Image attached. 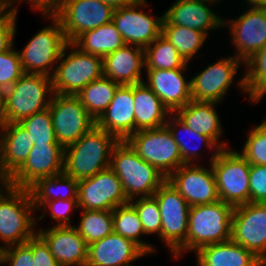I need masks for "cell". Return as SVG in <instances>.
I'll return each mask as SVG.
<instances>
[{"mask_svg": "<svg viewBox=\"0 0 266 266\" xmlns=\"http://www.w3.org/2000/svg\"><path fill=\"white\" fill-rule=\"evenodd\" d=\"M120 140L97 125L64 148L63 173L77 181L110 167L111 154Z\"/></svg>", "mask_w": 266, "mask_h": 266, "instance_id": "cell-1", "label": "cell"}, {"mask_svg": "<svg viewBox=\"0 0 266 266\" xmlns=\"http://www.w3.org/2000/svg\"><path fill=\"white\" fill-rule=\"evenodd\" d=\"M110 168L121 181L130 201L149 197L167 180L153 165L145 162L126 140H120L113 148Z\"/></svg>", "mask_w": 266, "mask_h": 266, "instance_id": "cell-2", "label": "cell"}, {"mask_svg": "<svg viewBox=\"0 0 266 266\" xmlns=\"http://www.w3.org/2000/svg\"><path fill=\"white\" fill-rule=\"evenodd\" d=\"M34 211L29 189L4 187L0 192V241L4 243L0 250L26 243L37 233Z\"/></svg>", "mask_w": 266, "mask_h": 266, "instance_id": "cell-3", "label": "cell"}, {"mask_svg": "<svg viewBox=\"0 0 266 266\" xmlns=\"http://www.w3.org/2000/svg\"><path fill=\"white\" fill-rule=\"evenodd\" d=\"M234 207L221 200L189 208L186 251L231 239Z\"/></svg>", "mask_w": 266, "mask_h": 266, "instance_id": "cell-4", "label": "cell"}, {"mask_svg": "<svg viewBox=\"0 0 266 266\" xmlns=\"http://www.w3.org/2000/svg\"><path fill=\"white\" fill-rule=\"evenodd\" d=\"M53 94L51 77L24 73L5 90L3 120L5 123H19L22 119L47 109Z\"/></svg>", "mask_w": 266, "mask_h": 266, "instance_id": "cell-5", "label": "cell"}, {"mask_svg": "<svg viewBox=\"0 0 266 266\" xmlns=\"http://www.w3.org/2000/svg\"><path fill=\"white\" fill-rule=\"evenodd\" d=\"M210 164L219 199L237 207L250 202V164L240 152L228 148L213 152Z\"/></svg>", "mask_w": 266, "mask_h": 266, "instance_id": "cell-6", "label": "cell"}, {"mask_svg": "<svg viewBox=\"0 0 266 266\" xmlns=\"http://www.w3.org/2000/svg\"><path fill=\"white\" fill-rule=\"evenodd\" d=\"M68 48L72 51L67 55ZM58 62L51 76L54 93L77 95L90 82L103 76V58L84 53L73 43L65 46Z\"/></svg>", "mask_w": 266, "mask_h": 266, "instance_id": "cell-7", "label": "cell"}, {"mask_svg": "<svg viewBox=\"0 0 266 266\" xmlns=\"http://www.w3.org/2000/svg\"><path fill=\"white\" fill-rule=\"evenodd\" d=\"M52 18L53 25H48L37 32L24 47L18 51L21 67L26 74H43L51 77L53 65L58 64L62 51L69 43L60 21L53 14H44ZM52 65V66H51Z\"/></svg>", "mask_w": 266, "mask_h": 266, "instance_id": "cell-8", "label": "cell"}, {"mask_svg": "<svg viewBox=\"0 0 266 266\" xmlns=\"http://www.w3.org/2000/svg\"><path fill=\"white\" fill-rule=\"evenodd\" d=\"M158 202L162 219L161 240L171 250L174 258L186 251L189 204L166 180L153 194Z\"/></svg>", "mask_w": 266, "mask_h": 266, "instance_id": "cell-9", "label": "cell"}, {"mask_svg": "<svg viewBox=\"0 0 266 266\" xmlns=\"http://www.w3.org/2000/svg\"><path fill=\"white\" fill-rule=\"evenodd\" d=\"M126 141L145 162L153 165L166 178L184 164L179 146L166 125L137 131Z\"/></svg>", "mask_w": 266, "mask_h": 266, "instance_id": "cell-10", "label": "cell"}, {"mask_svg": "<svg viewBox=\"0 0 266 266\" xmlns=\"http://www.w3.org/2000/svg\"><path fill=\"white\" fill-rule=\"evenodd\" d=\"M49 110L57 142L67 147L96 125L76 95L54 93Z\"/></svg>", "mask_w": 266, "mask_h": 266, "instance_id": "cell-11", "label": "cell"}, {"mask_svg": "<svg viewBox=\"0 0 266 266\" xmlns=\"http://www.w3.org/2000/svg\"><path fill=\"white\" fill-rule=\"evenodd\" d=\"M113 13L112 7L99 0H64L53 15L60 21L67 41L73 43L84 32L111 22Z\"/></svg>", "mask_w": 266, "mask_h": 266, "instance_id": "cell-12", "label": "cell"}, {"mask_svg": "<svg viewBox=\"0 0 266 266\" xmlns=\"http://www.w3.org/2000/svg\"><path fill=\"white\" fill-rule=\"evenodd\" d=\"M231 239L266 264V203L249 202L234 207Z\"/></svg>", "mask_w": 266, "mask_h": 266, "instance_id": "cell-13", "label": "cell"}, {"mask_svg": "<svg viewBox=\"0 0 266 266\" xmlns=\"http://www.w3.org/2000/svg\"><path fill=\"white\" fill-rule=\"evenodd\" d=\"M128 202L120 179L110 167L78 181V209L112 211Z\"/></svg>", "mask_w": 266, "mask_h": 266, "instance_id": "cell-14", "label": "cell"}, {"mask_svg": "<svg viewBox=\"0 0 266 266\" xmlns=\"http://www.w3.org/2000/svg\"><path fill=\"white\" fill-rule=\"evenodd\" d=\"M146 4V0H137L131 5L115 9L112 19L126 44L143 49L161 35L163 21V14L155 18L151 13L139 10Z\"/></svg>", "mask_w": 266, "mask_h": 266, "instance_id": "cell-15", "label": "cell"}, {"mask_svg": "<svg viewBox=\"0 0 266 266\" xmlns=\"http://www.w3.org/2000/svg\"><path fill=\"white\" fill-rule=\"evenodd\" d=\"M64 148L59 143H34L24 164L7 180V185L28 189L40 178L63 173Z\"/></svg>", "mask_w": 266, "mask_h": 266, "instance_id": "cell-16", "label": "cell"}, {"mask_svg": "<svg viewBox=\"0 0 266 266\" xmlns=\"http://www.w3.org/2000/svg\"><path fill=\"white\" fill-rule=\"evenodd\" d=\"M199 164H183L167 180L180 193L189 206L218 202L219 196L213 169Z\"/></svg>", "mask_w": 266, "mask_h": 266, "instance_id": "cell-17", "label": "cell"}, {"mask_svg": "<svg viewBox=\"0 0 266 266\" xmlns=\"http://www.w3.org/2000/svg\"><path fill=\"white\" fill-rule=\"evenodd\" d=\"M209 64L204 70L193 76L191 81V98L196 102L219 103L233 83L239 66L243 63L235 56L219 59Z\"/></svg>", "mask_w": 266, "mask_h": 266, "instance_id": "cell-18", "label": "cell"}, {"mask_svg": "<svg viewBox=\"0 0 266 266\" xmlns=\"http://www.w3.org/2000/svg\"><path fill=\"white\" fill-rule=\"evenodd\" d=\"M236 47L234 56L243 63L266 45V8H248L238 18L223 21Z\"/></svg>", "mask_w": 266, "mask_h": 266, "instance_id": "cell-19", "label": "cell"}, {"mask_svg": "<svg viewBox=\"0 0 266 266\" xmlns=\"http://www.w3.org/2000/svg\"><path fill=\"white\" fill-rule=\"evenodd\" d=\"M37 234L60 266H86L88 245L73 226H51L39 229Z\"/></svg>", "mask_w": 266, "mask_h": 266, "instance_id": "cell-20", "label": "cell"}, {"mask_svg": "<svg viewBox=\"0 0 266 266\" xmlns=\"http://www.w3.org/2000/svg\"><path fill=\"white\" fill-rule=\"evenodd\" d=\"M146 255L132 240L112 232L88 245L86 266H133L132 261Z\"/></svg>", "mask_w": 266, "mask_h": 266, "instance_id": "cell-21", "label": "cell"}, {"mask_svg": "<svg viewBox=\"0 0 266 266\" xmlns=\"http://www.w3.org/2000/svg\"><path fill=\"white\" fill-rule=\"evenodd\" d=\"M147 72V82L143 81L174 113L177 109L188 104L191 98V81H186L183 75L186 69H153Z\"/></svg>", "mask_w": 266, "mask_h": 266, "instance_id": "cell-22", "label": "cell"}, {"mask_svg": "<svg viewBox=\"0 0 266 266\" xmlns=\"http://www.w3.org/2000/svg\"><path fill=\"white\" fill-rule=\"evenodd\" d=\"M134 107L133 85H120L96 125L119 140H126L135 133Z\"/></svg>", "mask_w": 266, "mask_h": 266, "instance_id": "cell-23", "label": "cell"}, {"mask_svg": "<svg viewBox=\"0 0 266 266\" xmlns=\"http://www.w3.org/2000/svg\"><path fill=\"white\" fill-rule=\"evenodd\" d=\"M209 3L213 4L204 0H175L163 18L169 24L197 29L207 35L208 30L223 28L224 21L211 10Z\"/></svg>", "mask_w": 266, "mask_h": 266, "instance_id": "cell-24", "label": "cell"}, {"mask_svg": "<svg viewBox=\"0 0 266 266\" xmlns=\"http://www.w3.org/2000/svg\"><path fill=\"white\" fill-rule=\"evenodd\" d=\"M145 68V52L138 46L125 44L103 58V76L120 85L143 82L141 69Z\"/></svg>", "mask_w": 266, "mask_h": 266, "instance_id": "cell-25", "label": "cell"}, {"mask_svg": "<svg viewBox=\"0 0 266 266\" xmlns=\"http://www.w3.org/2000/svg\"><path fill=\"white\" fill-rule=\"evenodd\" d=\"M215 105L218 103L191 100L173 114L193 131L209 137L220 149H225L227 143L219 141L223 130Z\"/></svg>", "mask_w": 266, "mask_h": 266, "instance_id": "cell-26", "label": "cell"}, {"mask_svg": "<svg viewBox=\"0 0 266 266\" xmlns=\"http://www.w3.org/2000/svg\"><path fill=\"white\" fill-rule=\"evenodd\" d=\"M195 253L198 266H266L252 251L232 239L202 246Z\"/></svg>", "mask_w": 266, "mask_h": 266, "instance_id": "cell-27", "label": "cell"}, {"mask_svg": "<svg viewBox=\"0 0 266 266\" xmlns=\"http://www.w3.org/2000/svg\"><path fill=\"white\" fill-rule=\"evenodd\" d=\"M19 123H5L0 155V171L8 180L26 161L34 145Z\"/></svg>", "mask_w": 266, "mask_h": 266, "instance_id": "cell-28", "label": "cell"}, {"mask_svg": "<svg viewBox=\"0 0 266 266\" xmlns=\"http://www.w3.org/2000/svg\"><path fill=\"white\" fill-rule=\"evenodd\" d=\"M133 97L135 133L165 126L172 113L145 83L133 85Z\"/></svg>", "mask_w": 266, "mask_h": 266, "instance_id": "cell-29", "label": "cell"}, {"mask_svg": "<svg viewBox=\"0 0 266 266\" xmlns=\"http://www.w3.org/2000/svg\"><path fill=\"white\" fill-rule=\"evenodd\" d=\"M28 189L36 211L48 201L78 199V181L64 173L40 178Z\"/></svg>", "mask_w": 266, "mask_h": 266, "instance_id": "cell-30", "label": "cell"}, {"mask_svg": "<svg viewBox=\"0 0 266 266\" xmlns=\"http://www.w3.org/2000/svg\"><path fill=\"white\" fill-rule=\"evenodd\" d=\"M73 44L84 53L104 58L107 54L123 47L126 43L115 24L111 21L98 28L84 32Z\"/></svg>", "mask_w": 266, "mask_h": 266, "instance_id": "cell-31", "label": "cell"}, {"mask_svg": "<svg viewBox=\"0 0 266 266\" xmlns=\"http://www.w3.org/2000/svg\"><path fill=\"white\" fill-rule=\"evenodd\" d=\"M119 86L112 79L102 76L86 85L76 96L89 115L97 121L106 111Z\"/></svg>", "mask_w": 266, "mask_h": 266, "instance_id": "cell-32", "label": "cell"}, {"mask_svg": "<svg viewBox=\"0 0 266 266\" xmlns=\"http://www.w3.org/2000/svg\"><path fill=\"white\" fill-rule=\"evenodd\" d=\"M112 218L113 232L132 240L147 255L156 251L155 247L140 239L141 235H145L144 228L137 211L130 202L112 210Z\"/></svg>", "mask_w": 266, "mask_h": 266, "instance_id": "cell-33", "label": "cell"}, {"mask_svg": "<svg viewBox=\"0 0 266 266\" xmlns=\"http://www.w3.org/2000/svg\"><path fill=\"white\" fill-rule=\"evenodd\" d=\"M161 35L177 49L181 57L189 63L201 49L206 38L205 33L193 28L169 24L164 18Z\"/></svg>", "mask_w": 266, "mask_h": 266, "instance_id": "cell-34", "label": "cell"}, {"mask_svg": "<svg viewBox=\"0 0 266 266\" xmlns=\"http://www.w3.org/2000/svg\"><path fill=\"white\" fill-rule=\"evenodd\" d=\"M145 69H187L188 63L181 57L172 43L162 35L145 49Z\"/></svg>", "mask_w": 266, "mask_h": 266, "instance_id": "cell-35", "label": "cell"}, {"mask_svg": "<svg viewBox=\"0 0 266 266\" xmlns=\"http://www.w3.org/2000/svg\"><path fill=\"white\" fill-rule=\"evenodd\" d=\"M81 210L80 223L73 227L83 237L87 245L103 239L113 232L112 211Z\"/></svg>", "mask_w": 266, "mask_h": 266, "instance_id": "cell-36", "label": "cell"}, {"mask_svg": "<svg viewBox=\"0 0 266 266\" xmlns=\"http://www.w3.org/2000/svg\"><path fill=\"white\" fill-rule=\"evenodd\" d=\"M165 125L168 127L175 142L179 146V150L182 156V161L184 164H192L194 160L196 159L198 160L199 159L198 155L200 152H198L199 151L198 145L195 148L189 147V144L185 140V138L182 135L180 136L181 133L179 134L180 128L181 131L183 130V133L188 134V136L192 137V139H195L197 141L200 140V142L201 143L203 142V144L205 143L208 149H213L214 152H219V150H221L209 137L203 134L196 133L191 128L186 126L184 123H182L177 117H175L173 113L171 114V116H169L168 121L166 122Z\"/></svg>", "mask_w": 266, "mask_h": 266, "instance_id": "cell-37", "label": "cell"}, {"mask_svg": "<svg viewBox=\"0 0 266 266\" xmlns=\"http://www.w3.org/2000/svg\"><path fill=\"white\" fill-rule=\"evenodd\" d=\"M19 124L28 132L32 143H58L49 108L22 119Z\"/></svg>", "mask_w": 266, "mask_h": 266, "instance_id": "cell-38", "label": "cell"}, {"mask_svg": "<svg viewBox=\"0 0 266 266\" xmlns=\"http://www.w3.org/2000/svg\"><path fill=\"white\" fill-rule=\"evenodd\" d=\"M245 76L238 82L248 97L266 80V45L243 63Z\"/></svg>", "mask_w": 266, "mask_h": 266, "instance_id": "cell-39", "label": "cell"}, {"mask_svg": "<svg viewBox=\"0 0 266 266\" xmlns=\"http://www.w3.org/2000/svg\"><path fill=\"white\" fill-rule=\"evenodd\" d=\"M137 211L145 235L158 234L161 239L162 219L154 196L138 197L129 201Z\"/></svg>", "mask_w": 266, "mask_h": 266, "instance_id": "cell-40", "label": "cell"}, {"mask_svg": "<svg viewBox=\"0 0 266 266\" xmlns=\"http://www.w3.org/2000/svg\"><path fill=\"white\" fill-rule=\"evenodd\" d=\"M247 134V140L240 154L250 165L266 166V120Z\"/></svg>", "mask_w": 266, "mask_h": 266, "instance_id": "cell-41", "label": "cell"}, {"mask_svg": "<svg viewBox=\"0 0 266 266\" xmlns=\"http://www.w3.org/2000/svg\"><path fill=\"white\" fill-rule=\"evenodd\" d=\"M14 45L0 53V87L4 90L11 87L23 74L20 55Z\"/></svg>", "mask_w": 266, "mask_h": 266, "instance_id": "cell-42", "label": "cell"}, {"mask_svg": "<svg viewBox=\"0 0 266 266\" xmlns=\"http://www.w3.org/2000/svg\"><path fill=\"white\" fill-rule=\"evenodd\" d=\"M34 266L33 237L26 243L8 246L0 250V266Z\"/></svg>", "mask_w": 266, "mask_h": 266, "instance_id": "cell-43", "label": "cell"}, {"mask_svg": "<svg viewBox=\"0 0 266 266\" xmlns=\"http://www.w3.org/2000/svg\"><path fill=\"white\" fill-rule=\"evenodd\" d=\"M79 208L78 199L69 200H53L46 202L39 210H49L51 219L58 221L54 226L65 227L71 225L70 213L75 209Z\"/></svg>", "mask_w": 266, "mask_h": 266, "instance_id": "cell-44", "label": "cell"}, {"mask_svg": "<svg viewBox=\"0 0 266 266\" xmlns=\"http://www.w3.org/2000/svg\"><path fill=\"white\" fill-rule=\"evenodd\" d=\"M250 178V202L266 203V166L251 165Z\"/></svg>", "mask_w": 266, "mask_h": 266, "instance_id": "cell-45", "label": "cell"}, {"mask_svg": "<svg viewBox=\"0 0 266 266\" xmlns=\"http://www.w3.org/2000/svg\"><path fill=\"white\" fill-rule=\"evenodd\" d=\"M17 12L10 8L0 18V53L9 50L13 46Z\"/></svg>", "mask_w": 266, "mask_h": 266, "instance_id": "cell-46", "label": "cell"}, {"mask_svg": "<svg viewBox=\"0 0 266 266\" xmlns=\"http://www.w3.org/2000/svg\"><path fill=\"white\" fill-rule=\"evenodd\" d=\"M33 263L34 266H60L49 246L37 233L33 236Z\"/></svg>", "mask_w": 266, "mask_h": 266, "instance_id": "cell-47", "label": "cell"}, {"mask_svg": "<svg viewBox=\"0 0 266 266\" xmlns=\"http://www.w3.org/2000/svg\"><path fill=\"white\" fill-rule=\"evenodd\" d=\"M17 0H9V6L10 8L17 11V6H13ZM19 1V0H18ZM20 1H26L31 3L32 9H36L37 11H40L42 15L44 14H53L63 3L64 0H20Z\"/></svg>", "mask_w": 266, "mask_h": 266, "instance_id": "cell-48", "label": "cell"}, {"mask_svg": "<svg viewBox=\"0 0 266 266\" xmlns=\"http://www.w3.org/2000/svg\"><path fill=\"white\" fill-rule=\"evenodd\" d=\"M266 95V80L249 96L250 101L258 103Z\"/></svg>", "mask_w": 266, "mask_h": 266, "instance_id": "cell-49", "label": "cell"}, {"mask_svg": "<svg viewBox=\"0 0 266 266\" xmlns=\"http://www.w3.org/2000/svg\"><path fill=\"white\" fill-rule=\"evenodd\" d=\"M99 1L108 4L110 7H112L115 10L121 7L131 5L137 0H99Z\"/></svg>", "mask_w": 266, "mask_h": 266, "instance_id": "cell-50", "label": "cell"}, {"mask_svg": "<svg viewBox=\"0 0 266 266\" xmlns=\"http://www.w3.org/2000/svg\"><path fill=\"white\" fill-rule=\"evenodd\" d=\"M250 8H266V0H246Z\"/></svg>", "mask_w": 266, "mask_h": 266, "instance_id": "cell-51", "label": "cell"}, {"mask_svg": "<svg viewBox=\"0 0 266 266\" xmlns=\"http://www.w3.org/2000/svg\"><path fill=\"white\" fill-rule=\"evenodd\" d=\"M10 9L9 0H0V18Z\"/></svg>", "mask_w": 266, "mask_h": 266, "instance_id": "cell-52", "label": "cell"}, {"mask_svg": "<svg viewBox=\"0 0 266 266\" xmlns=\"http://www.w3.org/2000/svg\"><path fill=\"white\" fill-rule=\"evenodd\" d=\"M4 100H5V90L0 87V119H3Z\"/></svg>", "mask_w": 266, "mask_h": 266, "instance_id": "cell-53", "label": "cell"}, {"mask_svg": "<svg viewBox=\"0 0 266 266\" xmlns=\"http://www.w3.org/2000/svg\"><path fill=\"white\" fill-rule=\"evenodd\" d=\"M5 126V121L3 119H0V155L2 150V137H3V130Z\"/></svg>", "mask_w": 266, "mask_h": 266, "instance_id": "cell-54", "label": "cell"}, {"mask_svg": "<svg viewBox=\"0 0 266 266\" xmlns=\"http://www.w3.org/2000/svg\"><path fill=\"white\" fill-rule=\"evenodd\" d=\"M0 192L2 191L1 189H4V187L7 185V179L1 174L0 171Z\"/></svg>", "mask_w": 266, "mask_h": 266, "instance_id": "cell-55", "label": "cell"}, {"mask_svg": "<svg viewBox=\"0 0 266 266\" xmlns=\"http://www.w3.org/2000/svg\"><path fill=\"white\" fill-rule=\"evenodd\" d=\"M204 1H208V2H211V3L213 2V4H215V3L217 4V3L220 2L221 0H204Z\"/></svg>", "mask_w": 266, "mask_h": 266, "instance_id": "cell-56", "label": "cell"}]
</instances>
